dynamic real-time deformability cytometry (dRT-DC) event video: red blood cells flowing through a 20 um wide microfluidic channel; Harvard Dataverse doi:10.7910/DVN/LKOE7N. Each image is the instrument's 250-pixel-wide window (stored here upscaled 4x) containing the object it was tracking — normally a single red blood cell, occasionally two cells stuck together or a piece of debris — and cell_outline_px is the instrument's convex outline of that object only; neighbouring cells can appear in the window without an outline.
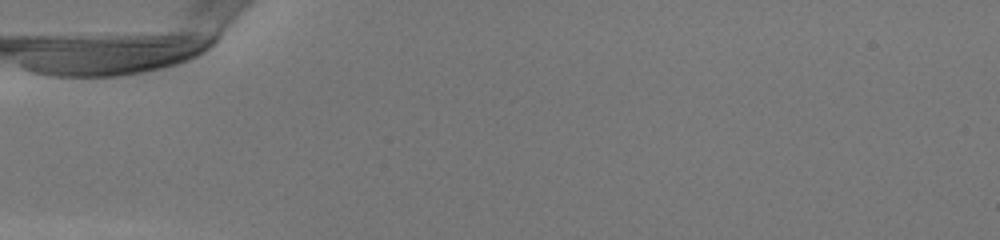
{"species": "human", "species_latin": "Homo sapiens", "temperature_condition": "warm", "stored_images_in_passage": 37, "camera_frame_rate_fps": 3000, "um_per_image_px": 0.085, "donor": {"sex": "female"}, "frame": {"image": 1, "passage_image": 1, "time_ms": 0.0, "image_size_px": [1000, 240], "cell_outline_px": [[220, 36], [188, 80], [180, 84], [164, 88], [68, 92], [44, 88], [20, 68], [20, 60], [220, 28]], "centroid_in_image_um": [10.56, 5.48], "position_along_channel_um": 74.4, "area_um2": 56.07}}
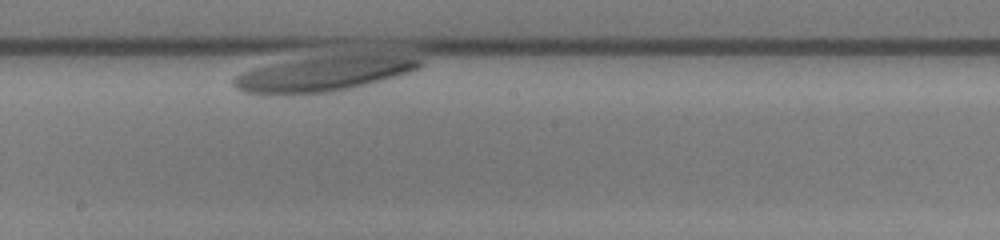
{"frame": {"image": 2, "passage_image": 21, "time_ms": 6.667, "image_size_px": [1000, 240], "cell_outline_px": [[424, 64], [420, 68], [412, 72], [360, 88], [340, 92], [300, 96], [272, 96], [240, 92], [232, 84], [232, 76], [240, 72], [252, 68], [268, 64], [292, 60], [320, 56], [408, 56], [424, 60]], "centroid_in_image_um": [27.42, 6.35], "position_along_channel_um": 220.8, "area_um2": 39.65}}
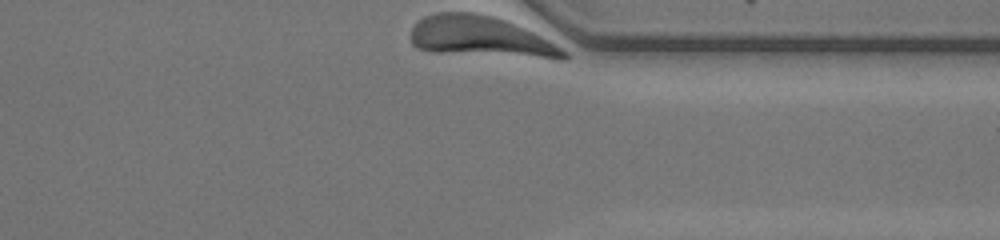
{"frame": {"image": 3, "passage_image": 37, "time_ms": 12.0, "image_size_px": [1000, 240], "cell_outline_px": [[572, 56], [568, 60], [556, 60], [432, 52], [416, 48], [412, 44], [412, 28], [416, 20], [424, 16], [436, 12], [476, 12], [508, 20], [556, 44], [568, 52]], "centroid_in_image_um": [40.92, 3.15], "position_along_channel_um": 370.5, "area_um2": 37.22}}